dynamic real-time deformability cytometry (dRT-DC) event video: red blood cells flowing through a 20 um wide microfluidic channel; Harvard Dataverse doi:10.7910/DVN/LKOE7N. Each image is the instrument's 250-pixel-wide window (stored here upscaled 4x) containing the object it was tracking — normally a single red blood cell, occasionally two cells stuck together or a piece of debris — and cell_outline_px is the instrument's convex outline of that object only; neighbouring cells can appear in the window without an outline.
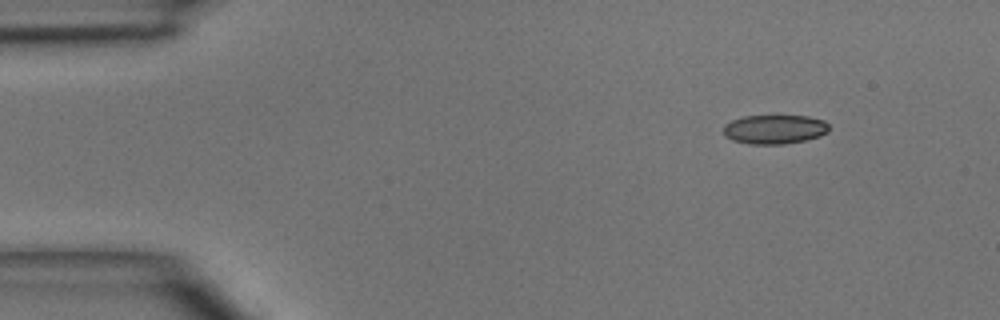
{"species": "common noctule bat (a hibernating species)", "species_latin": "Nyctalus noctula", "temperature_condition": "room temperature", "stored_images_in_passage": 5, "camera_frame_rate_fps": 3000, "um_per_image_px": 0.085, "animal": {"sex": "male", "body_mass_g": 15.6}, "frame": {"image": 1, "passage_image": 1, "time_ms": 0.0, "image_size_px": [1000, 320], "cell_outline_px": [[828, 132], [820, 136], [804, 140], [784, 144], [748, 144], [732, 140], [724, 136], [724, 124], [732, 120], [744, 116], [808, 116], [824, 120], [828, 124]], "centroid_in_image_um": [65.82, 10.99], "position_along_channel_um": 19.2, "area_um2": 17.98}}
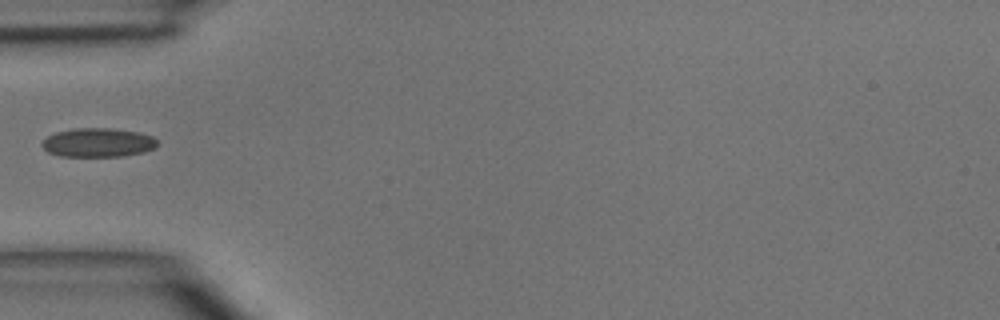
{"frame": {"image": 2, "passage_image": 4, "time_ms": 3.333, "image_size_px": [1000, 320], "cell_outline_px": [[160, 144], [156, 148], [144, 152], [124, 156], [60, 156], [48, 152], [40, 144], [48, 136], [56, 132], [76, 128], [108, 128], [140, 132], [152, 136]], "centroid_in_image_um": [8.37, 12.12], "position_along_channel_um": 76.6, "area_um2": 19.54}}
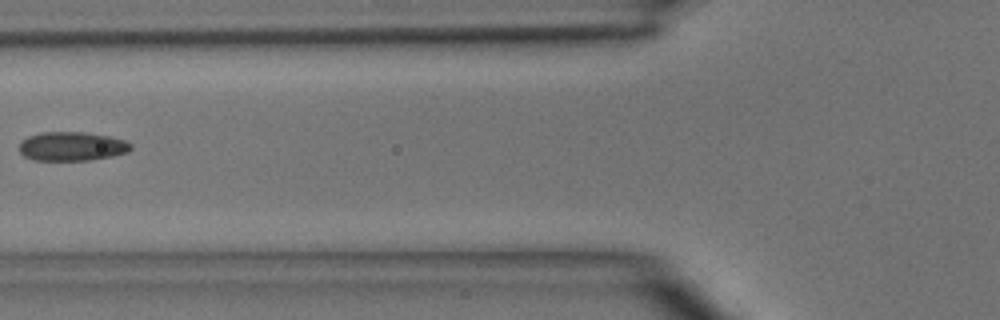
{"frame": {"image": 3, "passage_image": 5, "time_ms": 4.333, "image_size_px": [1000, 320], "cell_outline_px": [[132, 148], [128, 152], [112, 156], [88, 160], [32, 160], [24, 156], [20, 152], [20, 144], [28, 136], [40, 132], [84, 132], [108, 136], [124, 140], [132, 144]], "centroid_in_image_um": [6.11, 12.44], "position_along_channel_um": 119.7, "area_um2": 18.79}}